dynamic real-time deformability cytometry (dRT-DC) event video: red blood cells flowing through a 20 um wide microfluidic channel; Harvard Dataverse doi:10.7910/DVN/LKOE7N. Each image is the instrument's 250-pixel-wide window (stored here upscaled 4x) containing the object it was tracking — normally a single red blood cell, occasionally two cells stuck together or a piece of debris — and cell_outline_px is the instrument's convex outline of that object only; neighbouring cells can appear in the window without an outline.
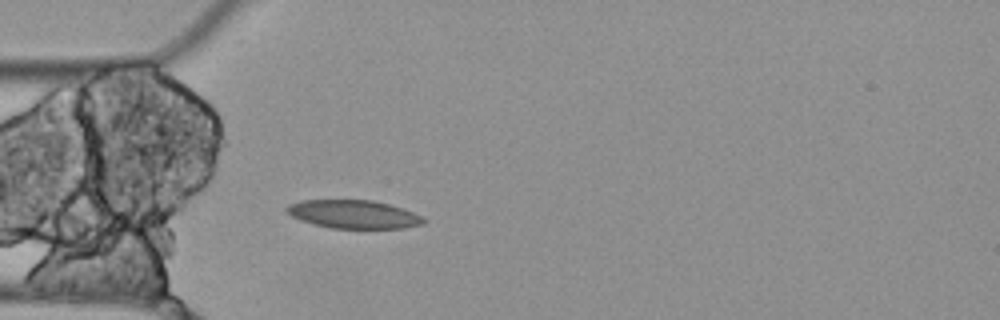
{"species": "Egyptian fruit bat (a non-hibernating species)", "species_latin": "Rousettus aegyptiacus", "temperature_condition": "cold", "stored_images_in_passage": 5, "camera_frame_rate_fps": 3000, "um_per_image_px": 0.085, "animal": {"sex": "female"}, "frame": {"image": 1, "passage_image": 5, "time_ms": 1.333, "image_size_px": [1000, 320], "cell_outline_px": [[428, 220], [424, 224], [404, 228], [332, 228], [300, 220], [284, 212], [284, 208], [288, 204], [300, 200], [372, 200], [388, 204], [412, 212]], "centroid_in_image_um": [30.02, 18.21], "position_along_channel_um": 55.0, "area_um2": 22.54}}